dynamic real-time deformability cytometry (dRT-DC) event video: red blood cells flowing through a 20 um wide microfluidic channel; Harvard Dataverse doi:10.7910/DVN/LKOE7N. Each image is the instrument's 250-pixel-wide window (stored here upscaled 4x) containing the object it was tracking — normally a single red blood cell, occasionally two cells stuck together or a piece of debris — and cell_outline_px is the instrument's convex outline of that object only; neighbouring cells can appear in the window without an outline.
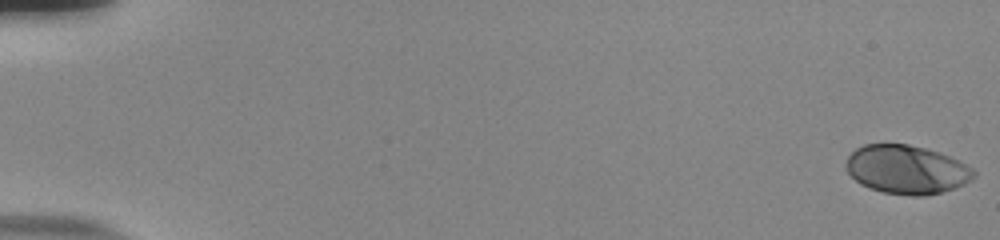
{"species": "human", "species_latin": "Homo sapiens", "temperature_condition": "room temperature", "stored_images_in_passage": 55, "camera_frame_rate_fps": 3000, "um_per_image_px": 0.085, "donor": {"sex": "male"}, "frame": {"image": 1, "passage_image": 1, "time_ms": 0.0, "image_size_px": [1000, 240], "cell_outline_px": [[976, 176], [972, 180], [956, 188], [924, 196], [912, 196], [884, 192], [860, 184], [848, 172], [844, 164], [848, 156], [856, 148], [864, 144], [908, 144], [940, 152], [972, 168], [976, 172]], "centroid_in_image_um": [77.06, 14.41], "position_along_channel_um": 7.9, "area_um2": 36.18}}
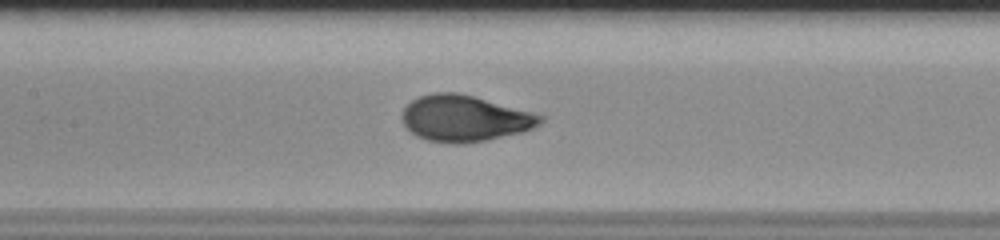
{"frame": {"image": 2, "passage_image": 28, "time_ms": 9.0, "image_size_px": [1000, 240], "cell_outline_px": [[544, 120], [540, 124], [524, 132], [488, 140], [464, 144], [452, 144], [428, 140], [416, 136], [404, 128], [400, 120], [400, 116], [404, 108], [412, 100], [420, 96], [432, 92], [456, 92], [472, 96], [544, 116]], "centroid_in_image_um": [39.43, 10.08], "position_along_channel_um": 168.0, "area_um2": 37.4}}
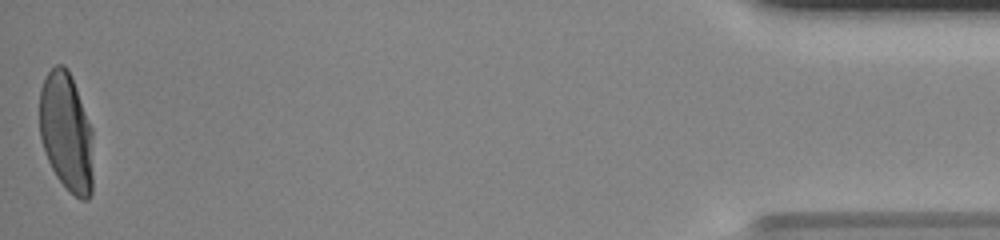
{"frame": {"image": 3, "passage_image": 55, "time_ms": 18.0, "image_size_px": [1000, 240], "cell_outline_px": [[92, 192], [88, 200], [80, 200], [56, 176], [44, 152], [40, 136], [40, 88], [48, 72], [56, 64], [64, 64], [68, 68], [72, 76], [92, 128]], "centroid_in_image_um": [5.65, 11.2], "position_along_channel_um": 429.6, "area_um2": 37.22}, "authors_computed_cell_mechanics": {"area_um2": 36.414, "velocity_mm_per_s": 3.838, "shape_relaxation_time_tau1_ms": 3.7945, "shape_relaxation_time_tau2_ms": null, "deformation_change_tau1": 0.2165, "deformation_change_tau2": null}}